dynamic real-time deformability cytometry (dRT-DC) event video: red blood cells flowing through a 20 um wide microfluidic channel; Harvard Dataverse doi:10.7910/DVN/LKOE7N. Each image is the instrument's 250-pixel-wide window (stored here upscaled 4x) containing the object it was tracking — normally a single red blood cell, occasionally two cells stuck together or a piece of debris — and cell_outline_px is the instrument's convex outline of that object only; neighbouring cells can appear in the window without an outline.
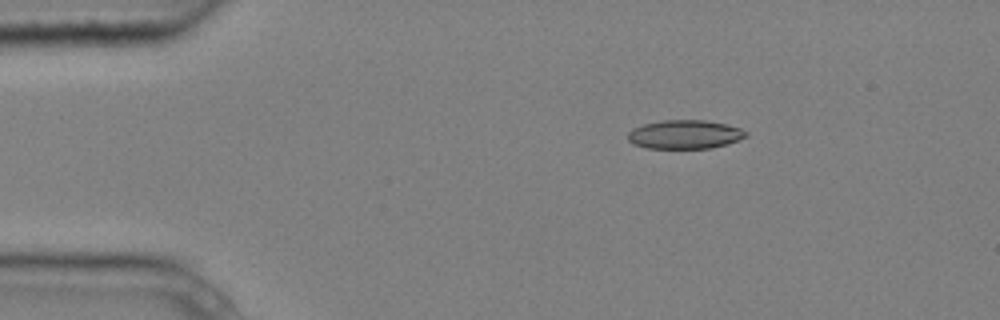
{"species": "common noctule bat (a hibernating species)", "species_latin": "Nyctalus noctula", "temperature_condition": "cold", "stored_images_in_passage": 5, "camera_frame_rate_fps": 3000, "um_per_image_px": 0.085, "animal": {"sex": "male", "body_mass_g": 20.4}, "frame": {"image": 1, "passage_image": 3, "time_ms": 0.667, "image_size_px": [1000, 320], "cell_outline_px": [[748, 136], [728, 144], [712, 148], [644, 148], [632, 144], [628, 140], [628, 132], [632, 128], [644, 124], [664, 120], [704, 120], [724, 124], [740, 128], [748, 132]], "centroid_in_image_um": [58.19, 11.43], "position_along_channel_um": 26.8, "area_um2": 19.88}}
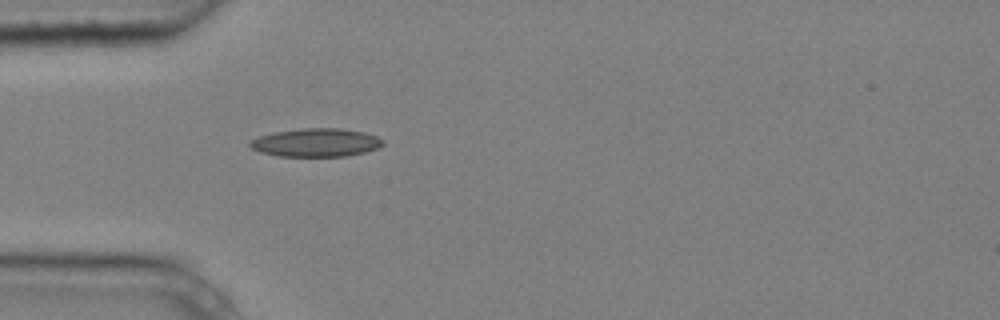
{"frame": {"image": 2, "passage_image": 5, "time_ms": 1.333, "image_size_px": [1000, 320], "cell_outline_px": [[384, 144], [376, 148], [364, 152], [348, 156], [276, 156], [260, 152], [252, 148], [248, 144], [252, 140], [260, 136], [276, 132], [300, 128], [340, 128], [364, 132], [376, 136], [384, 140]], "centroid_in_image_um": [26.87, 12.12], "position_along_channel_um": 58.1, "area_um2": 21.85}}